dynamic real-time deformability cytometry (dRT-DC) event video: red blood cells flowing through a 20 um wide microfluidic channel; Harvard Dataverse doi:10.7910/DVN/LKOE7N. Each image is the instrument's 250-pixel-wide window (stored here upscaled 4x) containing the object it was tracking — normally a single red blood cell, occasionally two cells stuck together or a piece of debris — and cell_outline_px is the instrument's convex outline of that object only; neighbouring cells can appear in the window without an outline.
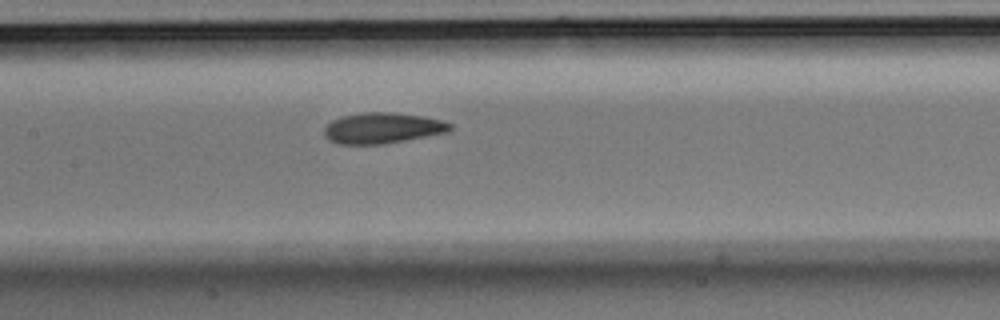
{"species": "Egyptian fruit bat (a non-hibernating species)", "species_latin": "Rousettus aegyptiacus", "temperature_condition": "room temperature", "stored_images_in_passage": 7, "camera_frame_rate_fps": 3000, "um_per_image_px": 0.085, "animal": {"sex": "male"}, "frame": {"image": 1, "passage_image": 7, "time_ms": 2.0, "image_size_px": [1000, 320], "cell_outline_px": [[452, 128], [448, 132], [384, 144], [336, 144], [328, 140], [324, 136], [324, 128], [332, 120], [340, 116], [360, 112], [392, 112], [420, 116], [440, 120], [452, 124]], "centroid_in_image_um": [32.45, 10.88], "position_along_channel_um": 174.9, "area_um2": 22.66}}